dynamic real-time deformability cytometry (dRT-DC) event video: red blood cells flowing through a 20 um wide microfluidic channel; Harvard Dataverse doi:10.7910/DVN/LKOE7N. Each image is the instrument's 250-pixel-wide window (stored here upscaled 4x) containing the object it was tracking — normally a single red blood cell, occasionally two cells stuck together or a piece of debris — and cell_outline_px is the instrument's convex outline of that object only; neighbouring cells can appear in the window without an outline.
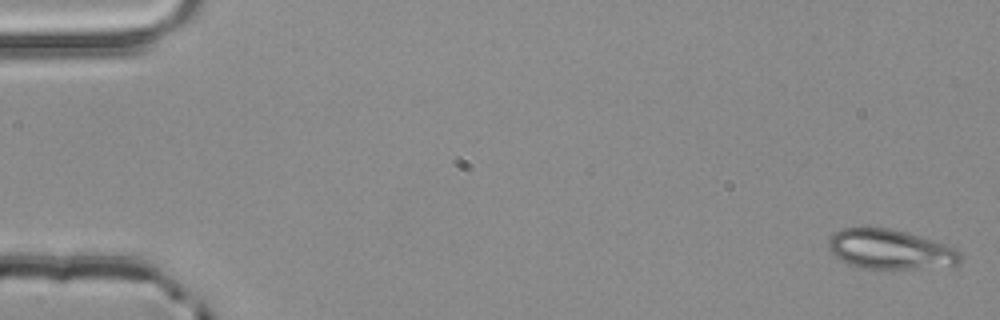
{"species": "common noctule bat (a hibernating species)", "species_latin": "Nyctalus noctula", "temperature_condition": "room temperature", "stored_images_in_passage": 3, "camera_frame_rate_fps": 3000, "um_per_image_px": 0.085, "animal": {"sex": "male", "body_mass_g": 20.4}, "frame": {"image": 1, "passage_image": 1, "time_ms": 0.0, "image_size_px": [1000, 320], "cell_outline_px": [[964, 256], [956, 264], [880, 272], [872, 272], [848, 264], [836, 256], [828, 248], [828, 240], [840, 228], [888, 228], [908, 232], [948, 244], [956, 248]], "centroid_in_image_um": [75.67, 21.23], "position_along_channel_um": 9.3, "area_um2": 31.33}}